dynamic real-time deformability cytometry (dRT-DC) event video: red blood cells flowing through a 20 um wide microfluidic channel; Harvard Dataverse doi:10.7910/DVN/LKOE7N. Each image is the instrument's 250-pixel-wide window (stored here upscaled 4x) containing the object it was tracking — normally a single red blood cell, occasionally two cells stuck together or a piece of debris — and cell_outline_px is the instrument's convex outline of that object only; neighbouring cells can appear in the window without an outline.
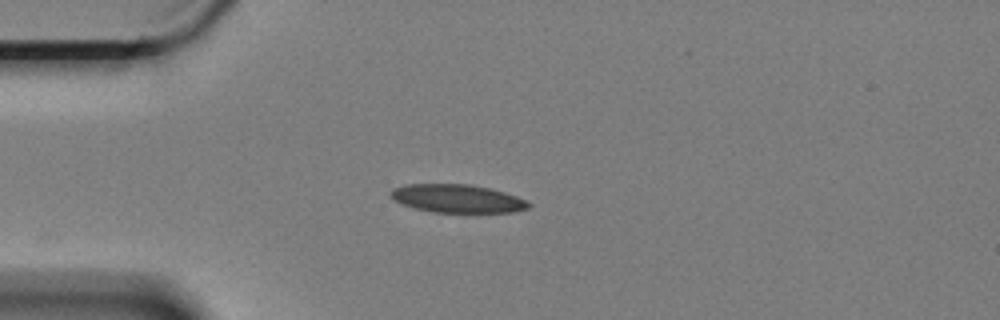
{"species": "Egyptian fruit bat (a non-hibernating species)", "species_latin": "Rousettus aegyptiacus", "temperature_condition": "cold", "stored_images_in_passage": 46, "camera_frame_rate_fps": 3000, "um_per_image_px": 0.085, "animal": {"sex": "female"}, "frame": {"image": 1, "passage_image": 1, "time_ms": 0.0, "image_size_px": [1000, 320], "cell_outline_px": [[532, 204], [528, 208], [512, 212], [436, 212], [416, 208], [400, 204], [388, 196], [388, 192], [392, 188], [404, 184], [472, 184], [504, 192], [528, 200]], "centroid_in_image_um": [38.83, 16.86], "position_along_channel_um": 46.2, "area_um2": 22.83}}
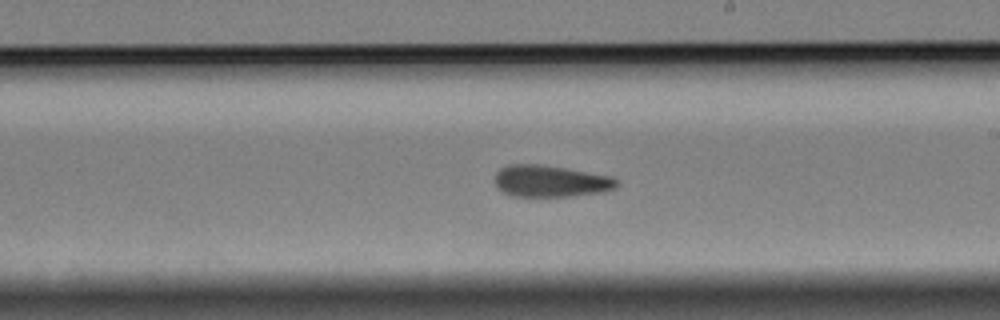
{"frame": {"image": 2, "passage_image": 20, "time_ms": 6.333, "image_size_px": [1000, 320], "cell_outline_px": [[620, 184], [616, 188], [604, 192], [572, 196], [512, 196], [496, 188], [496, 172], [500, 168], [508, 164], [540, 164], [568, 168], [612, 176], [620, 180]], "centroid_in_image_um": [46.85, 15.39], "position_along_channel_um": 242.1, "area_um2": 22.89}}
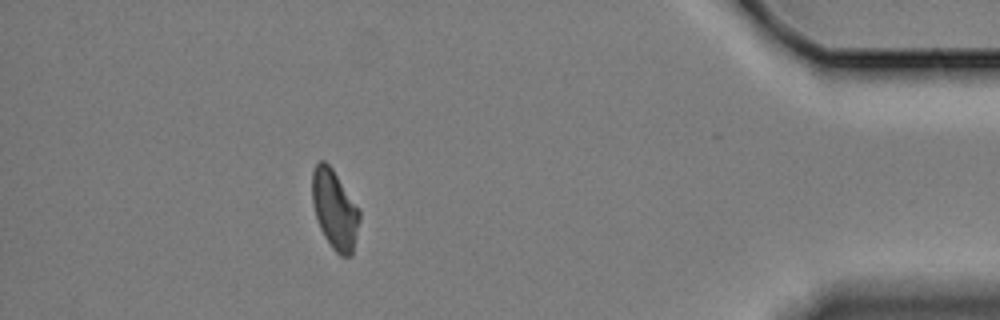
{"frame": {"image": 3, "passage_image": 39, "time_ms": 12.667, "image_size_px": [1000, 320], "cell_outline_px": [[360, 220], [352, 256], [340, 256], [332, 248], [324, 236], [320, 228], [312, 204], [312, 172], [316, 164], [320, 160], [324, 160], [332, 168], [360, 208]], "centroid_in_image_um": [28.46, 17.81], "position_along_channel_um": 406.7, "area_um2": 22.02}, "authors_computed_cell_mechanics": {"area_um2": 22.8021, "velocity_mm_per_s": 3.3512, "shape_relaxation_time_tau1_ms": null, "shape_relaxation_time_tau2_ms": 4.2078, "deformation_change_tau1": null, "deformation_change_tau2": 0.0995}}